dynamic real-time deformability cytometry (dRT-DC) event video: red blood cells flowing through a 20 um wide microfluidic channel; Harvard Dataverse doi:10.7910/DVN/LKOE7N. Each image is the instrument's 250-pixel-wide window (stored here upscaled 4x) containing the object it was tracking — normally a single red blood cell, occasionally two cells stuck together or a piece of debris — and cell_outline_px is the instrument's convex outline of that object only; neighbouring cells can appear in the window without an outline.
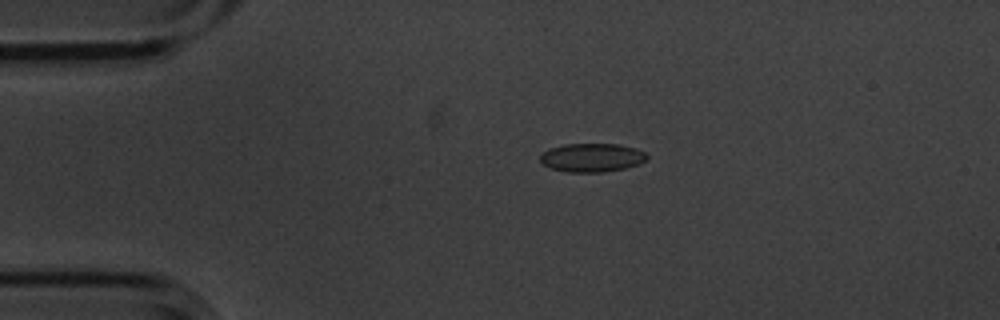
{"species": "common noctule bat (a hibernating species)", "species_latin": "Nyctalus noctula", "temperature_condition": "cold", "stored_images_in_passage": 5, "camera_frame_rate_fps": 3000, "um_per_image_px": 0.085, "animal": {"sex": "male", "body_mass_g": 20.1, "forearm_length_mm": 53.5}, "frame": {"image": 1, "passage_image": 4, "time_ms": 1.0, "image_size_px": [1000, 320], "cell_outline_px": [[648, 156], [640, 164], [624, 168], [600, 172], [568, 172], [552, 168], [544, 164], [540, 160], [540, 152], [548, 148], [564, 144], [616, 144], [636, 148], [644, 152]], "centroid_in_image_um": [50.28, 13.38], "position_along_channel_um": 34.7, "area_um2": 17.74}}